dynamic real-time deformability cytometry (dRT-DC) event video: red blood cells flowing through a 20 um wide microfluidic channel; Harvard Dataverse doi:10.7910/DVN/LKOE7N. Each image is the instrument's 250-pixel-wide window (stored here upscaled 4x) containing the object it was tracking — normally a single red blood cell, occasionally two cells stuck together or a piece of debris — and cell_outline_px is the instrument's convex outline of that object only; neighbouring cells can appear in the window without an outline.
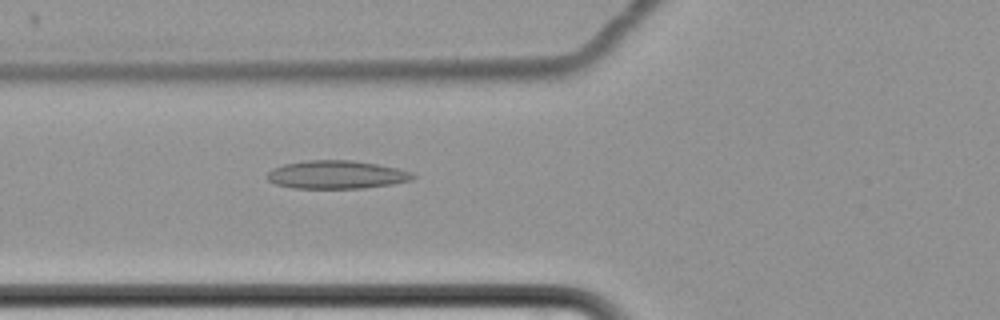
{"species": "common noctule bat (a hibernating species)", "species_latin": "Nyctalus noctula", "temperature_condition": "cold", "stored_images_in_passage": 3, "camera_frame_rate_fps": 3000, "um_per_image_px": 0.085, "animal": {"sex": "female", "body_mass_g": 22.7, "forearm_length_mm": 54.2}, "frame": {"image": 1, "passage_image": 3, "time_ms": 2.333, "image_size_px": [1000, 320], "cell_outline_px": [[416, 176], [412, 180], [392, 184], [364, 188], [292, 188], [276, 184], [268, 180], [264, 176], [272, 168], [284, 164], [308, 160], [352, 160], [376, 164], [396, 168], [412, 172]], "centroid_in_image_um": [28.58, 14.85], "position_along_channel_um": 97.2, "area_um2": 23.99}}